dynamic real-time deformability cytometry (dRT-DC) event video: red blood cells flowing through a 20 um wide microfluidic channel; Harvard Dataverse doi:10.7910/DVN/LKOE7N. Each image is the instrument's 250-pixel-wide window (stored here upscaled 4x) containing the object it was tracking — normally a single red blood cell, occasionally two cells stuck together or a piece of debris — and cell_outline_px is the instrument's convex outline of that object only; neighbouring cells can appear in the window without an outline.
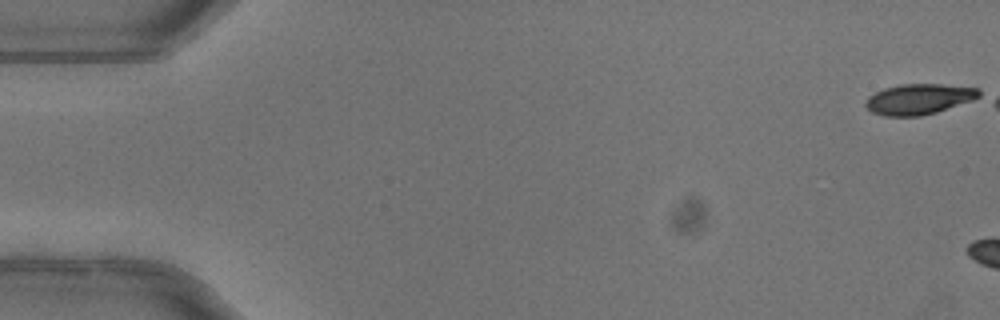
{"species": "common noctule bat (a hibernating species)", "species_latin": "Nyctalus noctula", "temperature_condition": "warm", "stored_images_in_passage": 1, "camera_frame_rate_fps": 3000, "um_per_image_px": 0.085, "animal": {"sex": "female"}, "frame": {"image": 1, "passage_image": 1, "time_ms": 0.0, "image_size_px": [1000, 320], "cell_outline_px": [[980, 96], [972, 100], [936, 112], [920, 116], [884, 116], [872, 112], [864, 104], [868, 96], [884, 88], [900, 84], [940, 84], [980, 88]], "centroid_in_image_um": [78.09, 8.42], "position_along_channel_um": 6.9, "area_um2": 20.11}}